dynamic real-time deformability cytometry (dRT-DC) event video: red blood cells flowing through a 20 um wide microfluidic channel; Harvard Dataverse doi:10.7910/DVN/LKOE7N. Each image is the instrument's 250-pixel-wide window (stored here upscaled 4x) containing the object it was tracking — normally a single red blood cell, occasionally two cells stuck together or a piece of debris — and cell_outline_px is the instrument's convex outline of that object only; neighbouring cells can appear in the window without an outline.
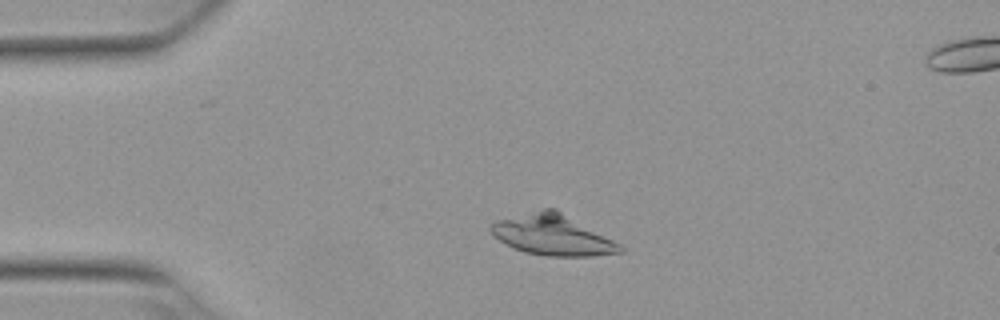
{"species": "Egyptian fruit bat (a non-hibernating species)", "species_latin": "Rousettus aegyptiacus", "temperature_condition": "warm", "stored_images_in_passage": 50, "camera_frame_rate_fps": 3000, "um_per_image_px": 0.085, "animal": {"sex": "female"}, "frame": {"image": 1, "passage_image": 9, "time_ms": 2.667, "image_size_px": [1000, 320], "cell_outline_px": [[624, 252], [592, 256], [548, 256], [524, 252], [512, 248], [492, 236], [488, 228], [488, 224], [496, 220], [544, 208], [556, 208], [620, 244], [624, 248]], "centroid_in_image_um": [46.92, 19.97], "position_along_channel_um": 38.1, "area_um2": 30.81}}
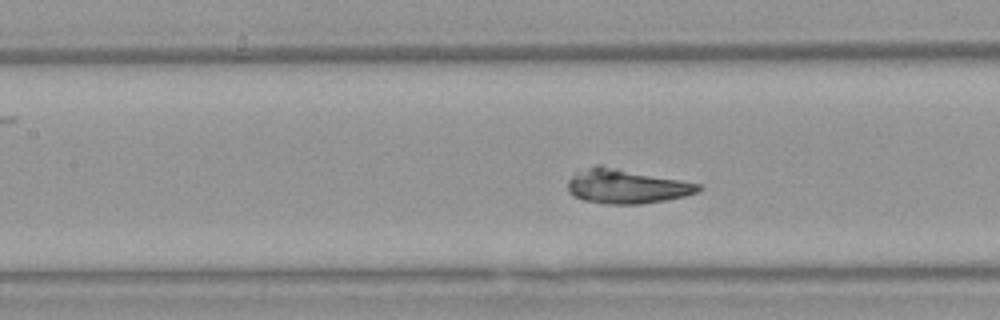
{"frame": {"image": 2, "passage_image": 21, "time_ms": 6.667, "image_size_px": [1000, 320], "cell_outline_px": [[704, 188], [700, 192], [684, 196], [664, 200], [640, 204], [604, 204], [584, 200], [572, 196], [568, 192], [568, 180], [576, 172], [596, 164], [600, 164], [700, 184]], "centroid_in_image_um": [53.23, 15.83], "position_along_channel_um": 154.2, "area_um2": 26.3}}
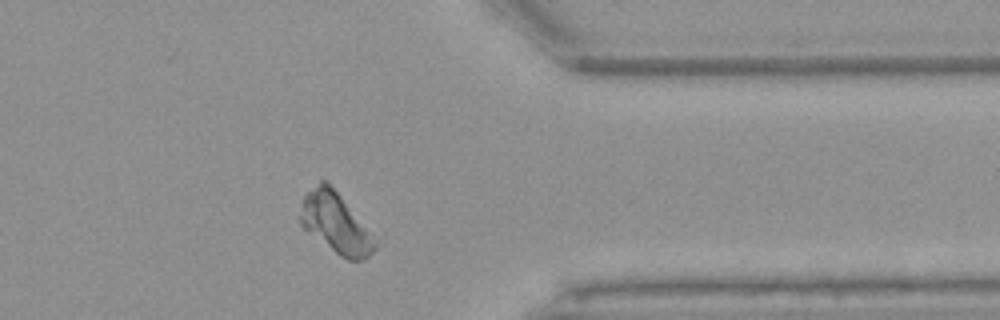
{"frame": {"image": 3, "passage_image": 40, "time_ms": 13.0, "image_size_px": [1000, 320], "cell_outline_px": [[376, 248], [368, 256], [360, 260], [348, 260], [340, 256], [304, 228], [300, 224], [296, 216], [300, 200], [320, 180], [324, 180], [340, 196], [376, 244]], "centroid_in_image_um": [28.4, 18.96], "position_along_channel_um": 383.0, "area_um2": 25.14}}